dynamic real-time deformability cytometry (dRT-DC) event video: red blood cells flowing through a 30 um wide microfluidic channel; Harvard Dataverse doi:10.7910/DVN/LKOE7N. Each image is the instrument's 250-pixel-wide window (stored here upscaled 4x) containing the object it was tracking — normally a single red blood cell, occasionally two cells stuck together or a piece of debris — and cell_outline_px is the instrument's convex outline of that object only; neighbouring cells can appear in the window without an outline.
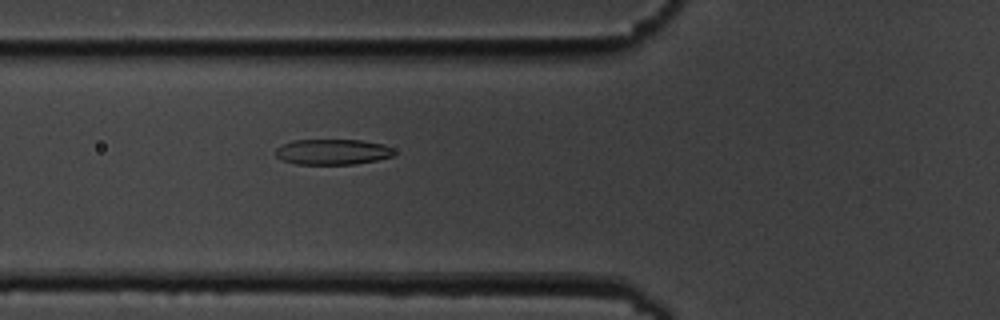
{"species": "common noctule bat (a hibernating species)", "species_latin": "Nyctalus noctula", "temperature_condition": "cold", "stored_images_in_passage": 3, "camera_frame_rate_fps": 3000, "um_per_image_px": 0.085, "animal": {"sex": "male", "body_mass_g": 19.5, "forearm_length_mm": 54.6}, "frame": {"image": 1, "passage_image": 3, "time_ms": 2.333, "image_size_px": [1000, 320], "cell_outline_px": [[396, 152], [392, 156], [376, 160], [352, 164], [296, 164], [284, 160], [276, 156], [276, 148], [292, 140], [360, 140], [384, 144], [392, 148]], "centroid_in_image_um": [28.28, 12.9], "position_along_channel_um": 97.5, "area_um2": 17.51}}